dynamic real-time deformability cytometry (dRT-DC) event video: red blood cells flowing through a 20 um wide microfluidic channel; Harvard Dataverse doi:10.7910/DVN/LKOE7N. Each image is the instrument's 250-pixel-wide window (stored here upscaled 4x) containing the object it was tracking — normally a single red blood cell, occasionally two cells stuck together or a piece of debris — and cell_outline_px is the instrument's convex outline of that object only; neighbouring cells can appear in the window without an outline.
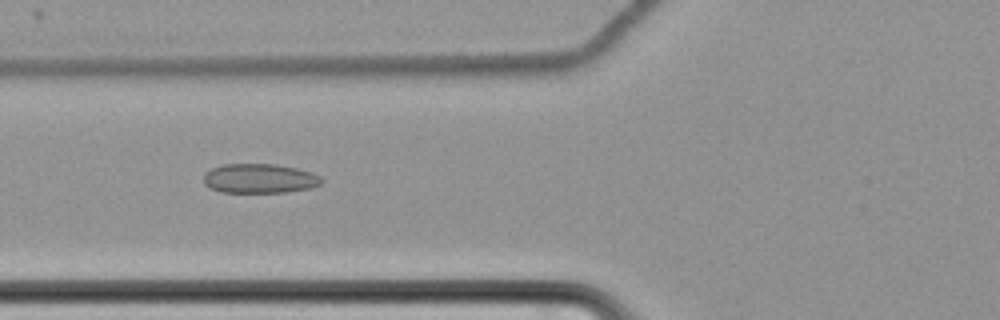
{"species": "common noctule bat (a hibernating species)", "species_latin": "Nyctalus noctula", "temperature_condition": "cold", "stored_images_in_passage": 63, "camera_frame_rate_fps": 3000, "um_per_image_px": 0.085, "animal": {"sex": "female", "body_mass_g": 22.7, "forearm_length_mm": 54.2}, "frame": {"image": 1, "passage_image": 27, "time_ms": 8.667, "image_size_px": [1000, 320], "cell_outline_px": [[324, 180], [320, 184], [312, 188], [284, 192], [220, 192], [204, 184], [204, 172], [212, 168], [224, 164], [276, 164], [296, 168], [312, 172], [320, 176]], "centroid_in_image_um": [22.08, 15.17], "position_along_channel_um": 103.7, "area_um2": 20.29}}
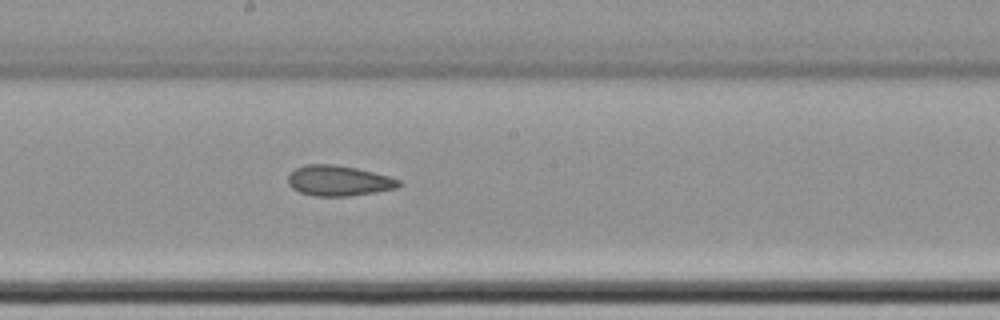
{"frame": {"image": 2, "passage_image": 37, "time_ms": 12.0, "image_size_px": [1000, 320], "cell_outline_px": [[404, 184], [396, 188], [376, 192], [348, 196], [312, 196], [300, 192], [292, 188], [288, 184], [288, 176], [296, 168], [304, 164], [332, 164], [356, 168], [388, 176], [400, 180]], "centroid_in_image_um": [28.78, 15.36], "position_along_channel_um": 219.4, "area_um2": 19.65}}
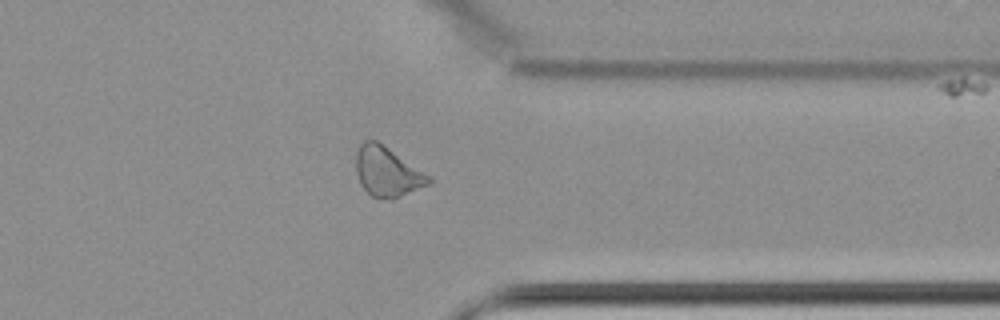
{"frame": {"image": 3, "passage_image": 51, "time_ms": 16.667, "image_size_px": [1000, 320], "cell_outline_px": [[432, 184], [392, 200], [380, 200], [372, 196], [360, 184], [356, 172], [356, 152], [360, 144], [364, 140], [376, 140], [432, 176]], "centroid_in_image_um": [32.95, 14.63], "position_along_channel_um": 378.5, "area_um2": 21.44}, "authors_computed_cell_mechanics": {"area_um2": 22.0218, "velocity_mm_per_s": 3.466, "shape_relaxation_time_tau1_ms": null, "shape_relaxation_time_tau2_ms": 3.0698, "deformation_change_tau1": null, "deformation_change_tau2": 0.0999}}